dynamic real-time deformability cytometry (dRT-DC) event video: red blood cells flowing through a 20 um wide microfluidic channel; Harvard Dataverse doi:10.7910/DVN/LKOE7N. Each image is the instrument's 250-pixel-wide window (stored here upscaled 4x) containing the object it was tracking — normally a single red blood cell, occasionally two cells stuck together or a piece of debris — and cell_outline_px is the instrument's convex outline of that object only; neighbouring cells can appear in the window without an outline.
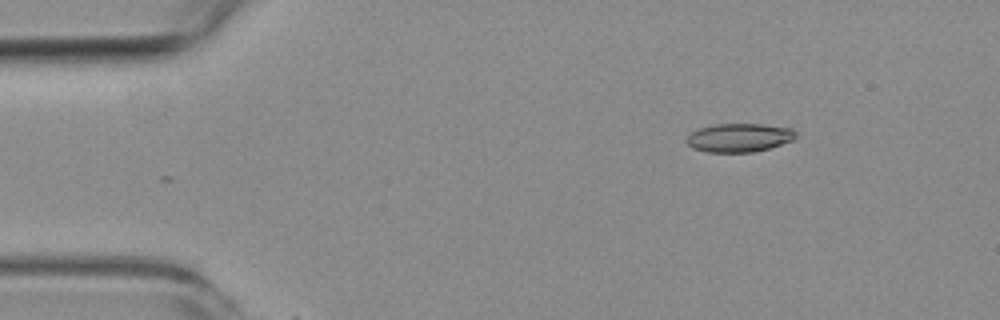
{"species": "common noctule bat (a hibernating species)", "species_latin": "Nyctalus noctula", "temperature_condition": "room temperature", "stored_images_in_passage": 9, "camera_frame_rate_fps": 3000, "um_per_image_px": 0.085, "animal": {"sex": "female", "body_mass_g": 19.3, "forearm_length_mm": 54.1}, "frame": {"image": 1, "passage_image": 2, "time_ms": 1.333, "image_size_px": [1000, 320], "cell_outline_px": [[796, 140], [756, 152], [708, 152], [692, 148], [684, 140], [692, 132], [700, 128], [716, 124], [760, 124], [792, 128], [796, 132]], "centroid_in_image_um": [62.86, 11.71], "position_along_channel_um": 22.1, "area_um2": 18.32}}
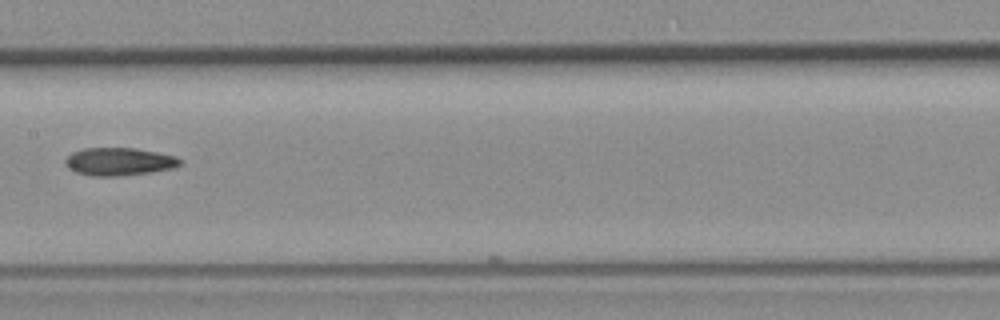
{"frame": {"image": 2, "passage_image": 8, "time_ms": 8.0, "image_size_px": [1000, 320], "cell_outline_px": [[180, 164], [176, 168], [152, 172], [116, 176], [92, 176], [76, 172], [68, 168], [64, 164], [64, 160], [72, 152], [84, 148], [136, 148], [176, 156], [180, 160]], "centroid_in_image_um": [10.11, 13.74], "position_along_channel_um": 197.3, "area_um2": 18.67}}